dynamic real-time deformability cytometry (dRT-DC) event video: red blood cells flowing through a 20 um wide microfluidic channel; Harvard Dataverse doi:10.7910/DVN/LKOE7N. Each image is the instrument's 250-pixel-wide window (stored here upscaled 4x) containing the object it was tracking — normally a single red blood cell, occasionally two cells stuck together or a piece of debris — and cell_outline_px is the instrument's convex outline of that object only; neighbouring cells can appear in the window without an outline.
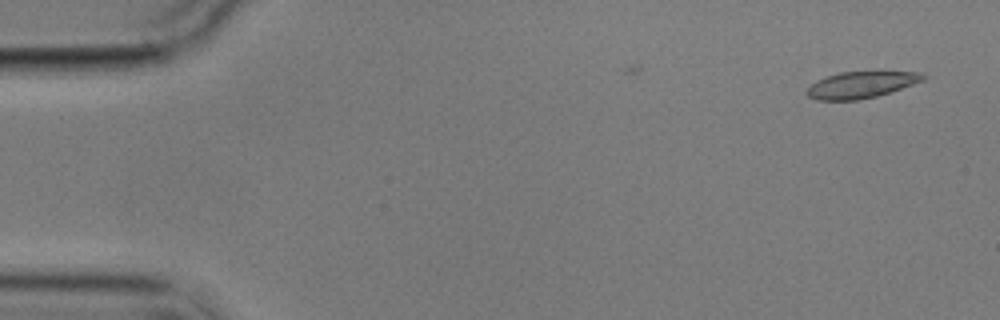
{"species": "common noctule bat (a hibernating species)", "species_latin": "Nyctalus noctula", "temperature_condition": "cold", "stored_images_in_passage": 2, "camera_frame_rate_fps": 3000, "um_per_image_px": 0.085, "animal": {"sex": "male", "body_mass_g": 17.9}, "frame": {"image": 1, "passage_image": 2, "time_ms": 1.667, "image_size_px": [1000, 320], "cell_outline_px": [[928, 76], [924, 80], [876, 96], [856, 100], [816, 100], [808, 96], [804, 92], [816, 80], [840, 72], [920, 72]], "centroid_in_image_um": [73.15, 7.21], "position_along_channel_um": 11.8, "area_um2": 17.69}}